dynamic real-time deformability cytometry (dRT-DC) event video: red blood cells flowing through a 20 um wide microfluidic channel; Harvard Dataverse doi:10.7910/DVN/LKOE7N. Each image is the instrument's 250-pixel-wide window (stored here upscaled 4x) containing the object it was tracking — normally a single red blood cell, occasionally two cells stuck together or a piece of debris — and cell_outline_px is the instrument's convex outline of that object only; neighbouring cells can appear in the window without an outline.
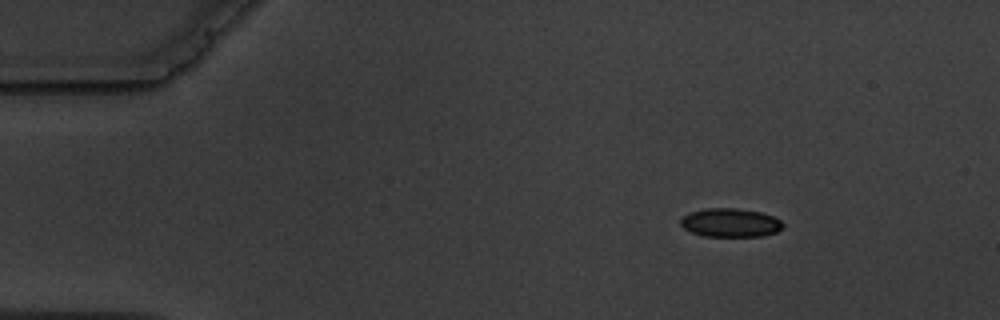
{"species": "common noctule bat (a hibernating species)", "species_latin": "Nyctalus noctula", "temperature_condition": "warm", "stored_images_in_passage": 3, "camera_frame_rate_fps": 3000, "um_per_image_px": 0.085, "animal": {"sex": "male", "body_mass_g": 19.5, "forearm_length_mm": 54.6}, "frame": {"image": 1, "passage_image": 1, "time_ms": 0.0, "image_size_px": [1000, 320], "cell_outline_px": [[784, 224], [776, 232], [764, 236], [704, 236], [692, 232], [684, 228], [680, 224], [680, 220], [688, 212], [704, 208], [736, 208], [760, 212], [772, 216], [780, 220]], "centroid_in_image_um": [62.06, 18.92], "position_along_channel_um": 22.9, "area_um2": 17.05}}
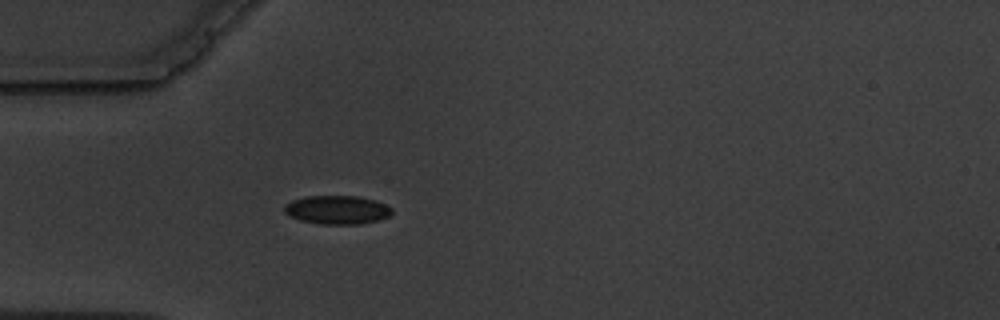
{"frame": {"image": 2, "passage_image": 3, "time_ms": 3.0, "image_size_px": [1000, 320], "cell_outline_px": [[392, 212], [388, 216], [380, 220], [360, 224], [320, 224], [300, 220], [284, 212], [284, 204], [292, 200], [304, 196], [360, 196], [376, 200], [392, 208]], "centroid_in_image_um": [28.66, 17.83], "position_along_channel_um": 56.3, "area_um2": 18.03}}